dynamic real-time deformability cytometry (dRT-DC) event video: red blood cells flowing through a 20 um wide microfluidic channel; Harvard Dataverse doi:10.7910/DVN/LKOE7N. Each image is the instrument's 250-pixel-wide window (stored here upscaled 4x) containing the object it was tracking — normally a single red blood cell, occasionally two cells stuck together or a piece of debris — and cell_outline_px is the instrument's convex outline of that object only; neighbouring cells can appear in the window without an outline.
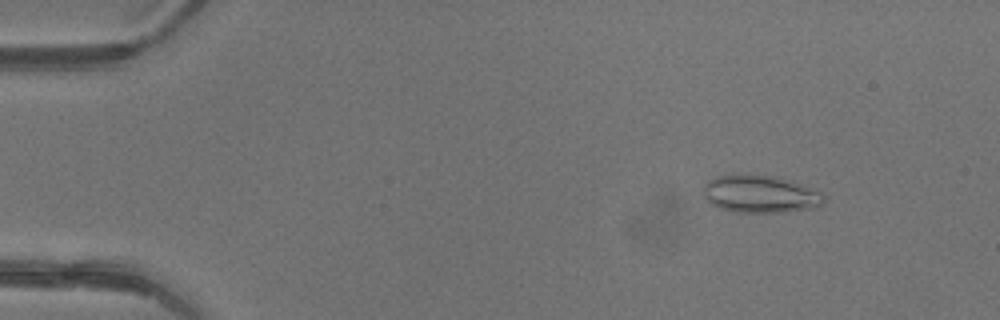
{"species": "common noctule bat (a hibernating species)", "species_latin": "Nyctalus noctula", "temperature_condition": "warm", "stored_images_in_passage": 45, "camera_frame_rate_fps": 3000, "um_per_image_px": 0.085, "animal": {"sex": "female"}, "frame": {"image": 1, "passage_image": 4, "time_ms": 1.0, "image_size_px": [1000, 320], "cell_outline_px": [[824, 200], [820, 204], [808, 208], [784, 212], [736, 212], [720, 208], [712, 204], [704, 196], [704, 184], [708, 180], [716, 176], [736, 172], [772, 176], [820, 192], [824, 196]], "centroid_in_image_um": [64.5, 16.47], "position_along_channel_um": 20.5, "area_um2": 26.01}}
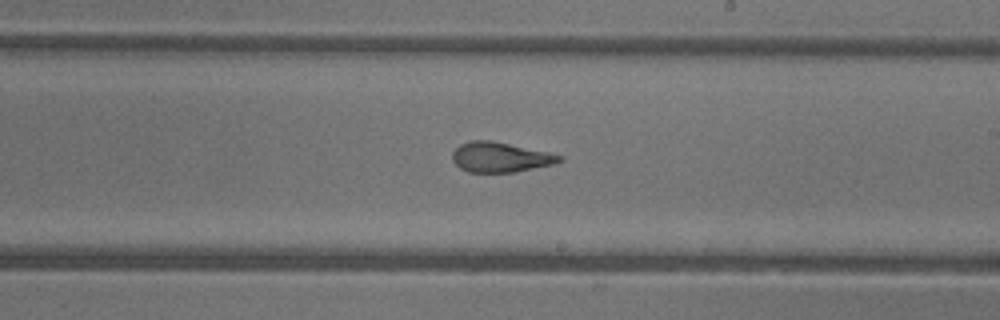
{"frame": {"image": 2, "passage_image": 26, "time_ms": 8.333, "image_size_px": [1000, 320], "cell_outline_px": [[564, 160], [556, 164], [516, 172], [468, 172], [460, 168], [452, 160], [452, 152], [460, 144], [472, 140], [492, 140], [548, 152], [564, 156]], "centroid_in_image_um": [42.56, 13.36], "position_along_channel_um": 246.4, "area_um2": 18.9}}
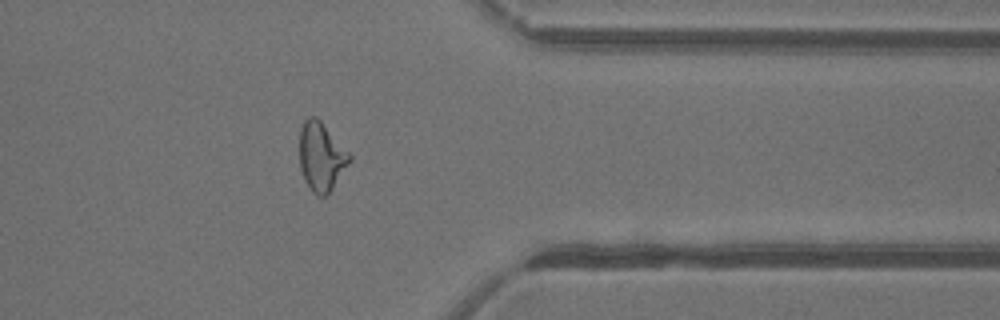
{"frame": {"image": 3, "passage_image": 36, "time_ms": 11.667, "image_size_px": [1000, 320], "cell_outline_px": [[352, 160], [332, 188], [324, 196], [316, 196], [312, 192], [304, 180], [300, 168], [300, 128], [304, 120], [308, 116], [316, 116], [320, 120], [352, 156]], "centroid_in_image_um": [27.3, 13.31], "position_along_channel_um": 384.1, "area_um2": 19.94}, "authors_computed_cell_mechanics": {"area_um2": 20.4612, "velocity_mm_per_s": 4.4358, "shape_relaxation_time_tau1_ms": null, "shape_relaxation_time_tau2_ms": 1.2272, "deformation_change_tau1": null, "deformation_change_tau2": 0.1025}}